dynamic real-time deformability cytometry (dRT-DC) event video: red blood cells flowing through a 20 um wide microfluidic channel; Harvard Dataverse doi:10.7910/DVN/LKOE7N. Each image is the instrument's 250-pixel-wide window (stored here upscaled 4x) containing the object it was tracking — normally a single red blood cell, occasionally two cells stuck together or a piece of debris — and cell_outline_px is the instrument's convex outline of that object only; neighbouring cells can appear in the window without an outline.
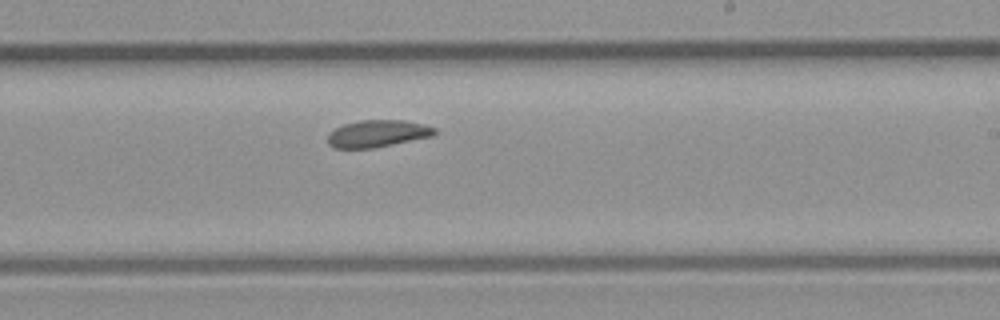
{"species": "common noctule bat (a hibernating species)", "species_latin": "Nyctalus noctula", "temperature_condition": "room temperature", "stored_images_in_passage": 9, "camera_frame_rate_fps": 3000, "um_per_image_px": 0.085, "animal": {"sex": "male", "body_mass_g": 23.1, "forearm_length_mm": 52.7}, "frame": {"image": 1, "passage_image": 9, "time_ms": 2.667, "image_size_px": [1000, 320], "cell_outline_px": [[436, 132], [432, 136], [372, 148], [332, 148], [328, 144], [328, 132], [344, 124], [360, 120], [404, 120], [424, 124], [436, 128]], "centroid_in_image_um": [32.06, 11.35], "position_along_channel_um": 256.9, "area_um2": 16.82}}